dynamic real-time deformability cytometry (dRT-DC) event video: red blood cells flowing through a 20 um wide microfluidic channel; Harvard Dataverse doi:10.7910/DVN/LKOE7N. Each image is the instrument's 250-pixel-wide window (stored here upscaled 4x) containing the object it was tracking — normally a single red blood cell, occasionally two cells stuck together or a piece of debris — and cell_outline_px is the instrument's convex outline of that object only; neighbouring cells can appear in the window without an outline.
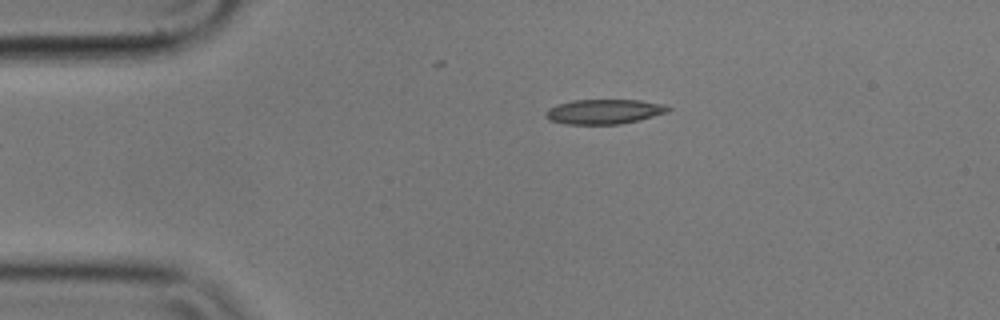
{"species": "common noctule bat (a hibernating species)", "species_latin": "Nyctalus noctula", "temperature_condition": "cold", "stored_images_in_passage": 5, "camera_frame_rate_fps": 3000, "um_per_image_px": 0.085, "animal": {"sex": "male", "body_mass_g": 17.9}, "frame": {"image": 1, "passage_image": 5, "time_ms": 1.333, "image_size_px": [1000, 320], "cell_outline_px": [[672, 108], [668, 112], [640, 120], [620, 124], [564, 124], [548, 120], [544, 116], [548, 108], [572, 100], [640, 100], [660, 104]], "centroid_in_image_um": [51.33, 9.49], "position_along_channel_um": 33.7, "area_um2": 17.63}}